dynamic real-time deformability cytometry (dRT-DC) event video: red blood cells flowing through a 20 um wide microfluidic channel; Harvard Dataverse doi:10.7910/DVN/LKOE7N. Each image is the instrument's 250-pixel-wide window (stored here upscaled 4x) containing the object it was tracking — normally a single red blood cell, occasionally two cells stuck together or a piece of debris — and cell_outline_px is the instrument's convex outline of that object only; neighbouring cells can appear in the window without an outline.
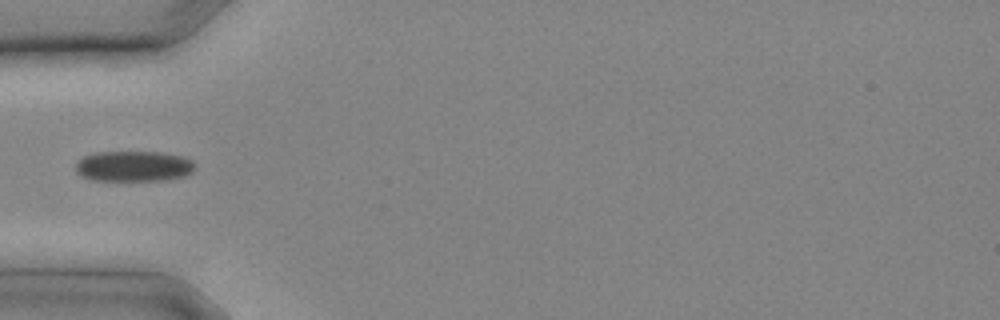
{"species": "common noctule bat (a hibernating species)", "species_latin": "Nyctalus noctula", "temperature_condition": "cold", "stored_images_in_passage": 7, "camera_frame_rate_fps": 3000, "um_per_image_px": 0.085, "animal": {"sex": "male", "body_mass_g": 20.4}, "frame": {"image": 1, "passage_image": 6, "time_ms": 1.667, "image_size_px": [1000, 320], "cell_outline_px": [[196, 168], [192, 172], [184, 176], [168, 180], [92, 180], [80, 176], [76, 172], [76, 164], [84, 156], [96, 152], [160, 152], [184, 156], [192, 160], [196, 164]], "centroid_in_image_um": [11.4, 14.13], "position_along_channel_um": 73.6, "area_um2": 21.44}}